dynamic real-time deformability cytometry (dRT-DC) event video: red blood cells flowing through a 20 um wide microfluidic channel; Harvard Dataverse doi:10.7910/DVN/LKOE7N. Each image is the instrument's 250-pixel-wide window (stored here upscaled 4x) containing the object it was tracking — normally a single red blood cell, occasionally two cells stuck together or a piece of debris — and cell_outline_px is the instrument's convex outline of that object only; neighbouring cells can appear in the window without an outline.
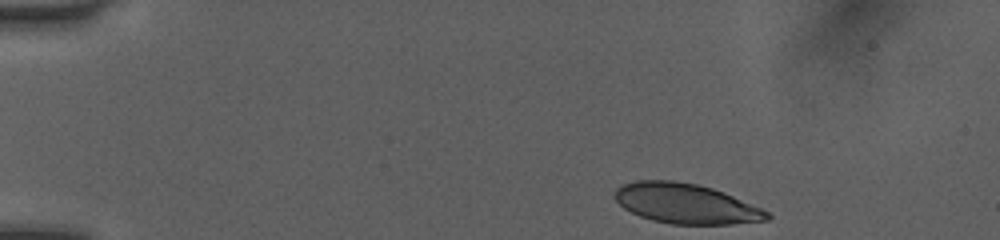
{"species": "human", "species_latin": "Homo sapiens", "temperature_condition": "room temperature", "stored_images_in_passage": 40, "camera_frame_rate_fps": 3000, "um_per_image_px": 0.085, "donor": {"sex": "female"}, "frame": {"image": 1, "passage_image": 1, "time_ms": 0.0, "image_size_px": [1000, 240], "cell_outline_px": [[772, 216], [768, 220], [732, 224], [672, 224], [652, 220], [640, 216], [624, 208], [612, 196], [616, 188], [620, 184], [636, 180], [672, 180], [696, 184], [712, 188], [724, 192], [760, 208], [768, 212]], "centroid_in_image_um": [58.26, 17.3], "position_along_channel_um": 26.7, "area_um2": 35.49}}
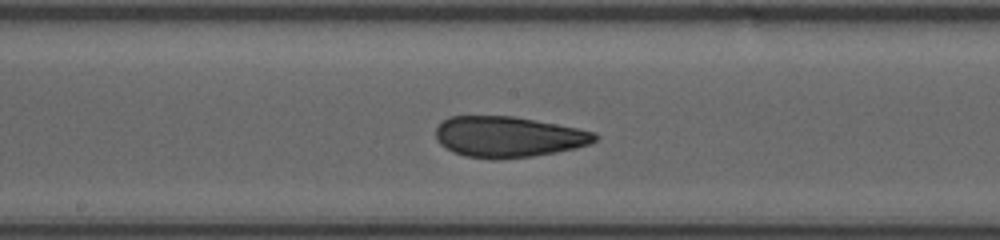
{"frame": {"image": 2, "passage_image": 21, "time_ms": 6.667, "image_size_px": [1000, 240], "cell_outline_px": [[600, 136], [592, 144], [576, 148], [556, 152], [532, 156], [464, 156], [452, 152], [440, 144], [436, 140], [436, 128], [448, 116], [512, 116], [556, 124], [596, 132]], "centroid_in_image_um": [43.23, 11.59], "position_along_channel_um": 205.0, "area_um2": 37.05}}
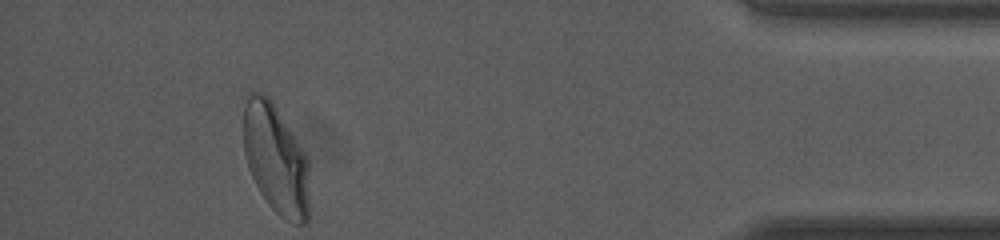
{"frame": {"image": 3, "passage_image": 40, "time_ms": 13.0, "image_size_px": [1000, 240], "cell_outline_px": [[308, 220], [304, 224], [292, 224], [280, 216], [268, 204], [260, 192], [248, 168], [244, 152], [244, 96], [248, 92], [260, 92], [268, 96], [308, 156]], "centroid_in_image_um": [23.43, 13.52], "position_along_channel_um": 411.8, "area_um2": 42.25}, "authors_computed_cell_mechanics": {"area_um2": 37.8301, "velocity_mm_per_s": 4.0564, "shape_relaxation_time_tau1_ms": null, "shape_relaxation_time_tau2_ms": 1.4571, "deformation_change_tau1": null, "deformation_change_tau2": 0.0883}}